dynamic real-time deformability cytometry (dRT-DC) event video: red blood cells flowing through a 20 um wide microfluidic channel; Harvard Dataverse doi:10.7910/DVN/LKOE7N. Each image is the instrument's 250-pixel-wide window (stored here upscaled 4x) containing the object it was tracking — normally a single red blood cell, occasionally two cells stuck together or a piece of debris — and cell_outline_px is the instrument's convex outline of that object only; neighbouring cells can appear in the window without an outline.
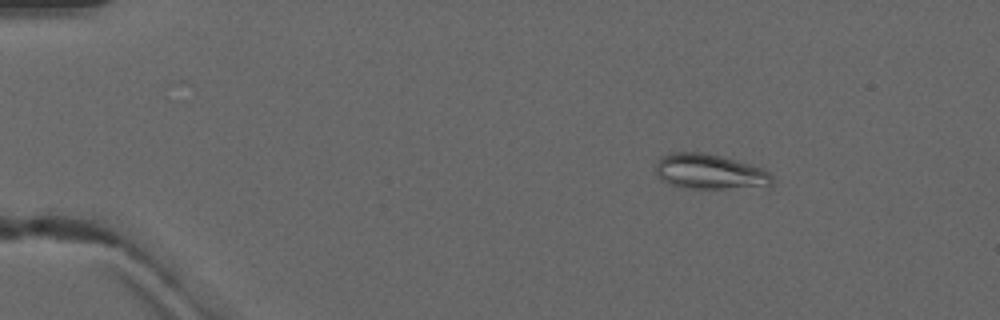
{"species": "common noctule bat (a hibernating species)", "species_latin": "Nyctalus noctula", "temperature_condition": "warm", "stored_images_in_passage": 6, "segment_of_instrument_passage": [1, 2], "camera_frame_rate_fps": 3000, "um_per_image_px": 0.085, "animal": {"sex": "male", "forearm_length_mm": 52.5}, "frame": {"image": 1, "passage_image": 3, "time_ms": 2.333, "image_size_px": [1000, 320], "cell_outline_px": [[772, 184], [768, 188], [680, 188], [660, 180], [656, 176], [656, 164], [660, 156], [668, 152], [708, 152], [764, 168], [772, 176]], "centroid_in_image_um": [60.33, 14.59], "position_along_channel_um": 24.7, "area_um2": 24.51}}